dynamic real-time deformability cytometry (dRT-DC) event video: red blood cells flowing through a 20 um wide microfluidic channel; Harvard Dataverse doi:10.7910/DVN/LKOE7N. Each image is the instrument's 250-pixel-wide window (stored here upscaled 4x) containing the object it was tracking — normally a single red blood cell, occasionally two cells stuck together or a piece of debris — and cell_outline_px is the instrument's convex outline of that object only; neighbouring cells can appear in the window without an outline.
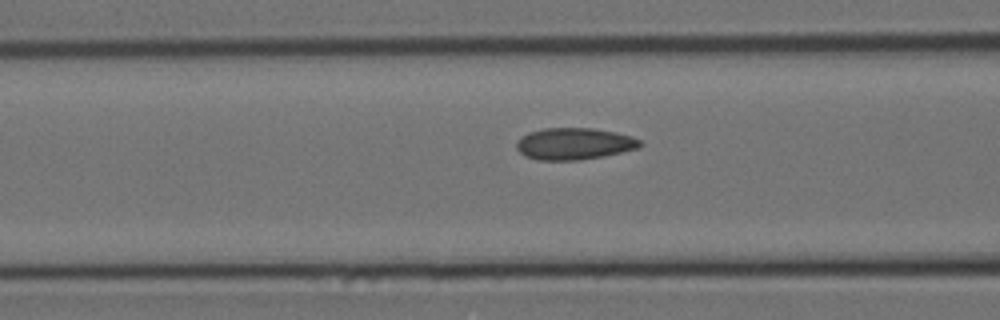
{"species": "Egyptian fruit bat (a non-hibernating species)", "species_latin": "Rousettus aegyptiacus", "temperature_condition": "cold", "stored_images_in_passage": 13, "camera_frame_rate_fps": 3000, "um_per_image_px": 0.085, "animal": {"sex": "female"}, "frame": {"image": 1, "passage_image": 11, "time_ms": 3.333, "image_size_px": [1000, 320], "cell_outline_px": [[644, 144], [640, 148], [604, 156], [580, 160], [540, 160], [524, 156], [516, 148], [516, 140], [528, 132], [544, 128], [592, 128], [616, 132], [632, 136], [640, 140]], "centroid_in_image_um": [48.82, 12.22], "position_along_channel_um": 117.8, "area_um2": 23.12}}